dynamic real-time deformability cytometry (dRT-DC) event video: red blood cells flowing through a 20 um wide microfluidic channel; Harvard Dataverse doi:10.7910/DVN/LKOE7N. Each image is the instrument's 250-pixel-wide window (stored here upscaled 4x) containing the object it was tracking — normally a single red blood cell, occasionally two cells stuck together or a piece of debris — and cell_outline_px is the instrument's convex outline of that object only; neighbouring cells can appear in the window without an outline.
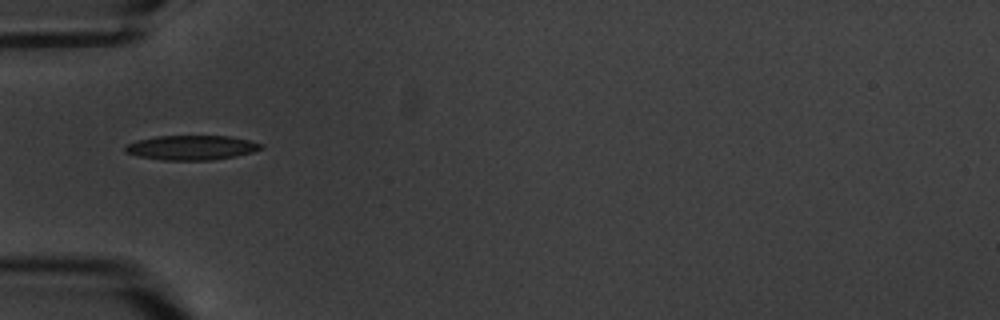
{"species": "common noctule bat (a hibernating species)", "species_latin": "Nyctalus noctula", "temperature_condition": "warm", "stored_images_in_passage": 9, "camera_frame_rate_fps": 3000, "um_per_image_px": 0.085, "animal": {"sex": "male", "body_mass_g": 20.1, "forearm_length_mm": 53.5}, "frame": {"image": 1, "passage_image": 4, "time_ms": 3.667, "image_size_px": [1000, 320], "cell_outline_px": [[264, 148], [252, 152], [236, 156], [212, 160], [164, 160], [136, 156], [124, 152], [124, 148], [128, 144], [136, 140], [156, 136], [228, 136], [248, 140], [264, 144]], "centroid_in_image_um": [16.27, 12.55], "position_along_channel_um": 68.7, "area_um2": 19.54}}